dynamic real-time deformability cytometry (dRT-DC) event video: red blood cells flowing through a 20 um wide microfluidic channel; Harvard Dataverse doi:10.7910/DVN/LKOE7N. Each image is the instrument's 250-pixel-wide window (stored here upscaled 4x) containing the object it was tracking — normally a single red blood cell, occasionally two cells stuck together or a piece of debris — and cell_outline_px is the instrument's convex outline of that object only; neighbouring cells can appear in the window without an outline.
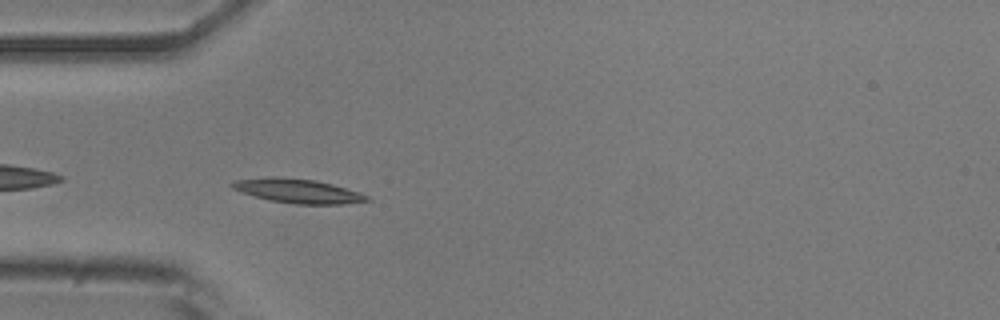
{"species": "common noctule bat (a hibernating species)", "species_latin": "Nyctalus noctula", "temperature_condition": "room temperature", "stored_images_in_passage": 39, "camera_frame_rate_fps": 3000, "um_per_image_px": 0.085, "animal": {"sex": "male", "body_mass_g": 20.5, "forearm_length_mm": 52.5}, "frame": {"image": 1, "passage_image": 2, "time_ms": 0.333, "image_size_px": [1000, 320], "cell_outline_px": [[372, 200], [344, 204], [296, 204], [268, 200], [240, 192], [232, 188], [228, 184], [236, 180], [268, 176], [276, 176], [316, 180], [332, 184], [360, 192], [368, 196]], "centroid_in_image_um": [25.29, 16.22], "position_along_channel_um": 59.7, "area_um2": 19.19}}
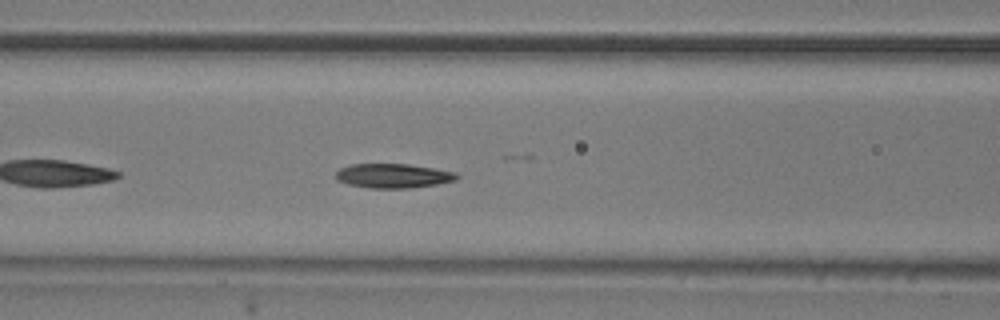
{"frame": {"image": 2, "passage_image": 8, "time_ms": 2.333, "image_size_px": [1000, 320], "cell_outline_px": [[460, 176], [456, 180], [436, 184], [412, 188], [368, 188], [348, 184], [336, 180], [336, 172], [340, 168], [352, 164], [408, 164], [456, 172]], "centroid_in_image_um": [33.41, 14.95], "position_along_channel_um": 133.2, "area_um2": 17.17}}
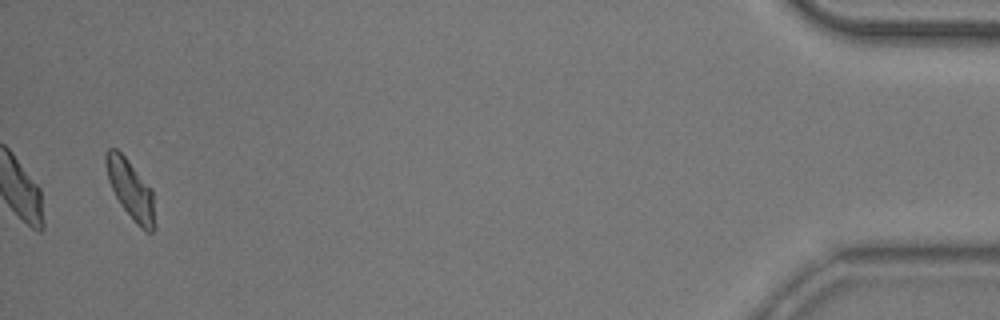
{"frame": {"image": 3, "passage_image": 38, "time_ms": 12.333, "image_size_px": [1000, 320], "cell_outline_px": [[156, 228], [152, 232], [148, 232], [140, 228], [136, 224], [120, 204], [108, 180], [104, 164], [104, 152], [108, 148], [116, 148], [124, 156], [152, 188], [156, 224]], "centroid_in_image_um": [11.11, 16.12], "position_along_channel_um": 424.1, "area_um2": 17.11}, "authors_computed_cell_mechanics": {"area_um2": 17.2244, "velocity_mm_per_s": 3.7614, "shape_relaxation_time_tau1_ms": 2.1359, "shape_relaxation_time_tau2_ms": 6.52, "deformation_change_tau1": 0.1372, "deformation_change_tau2": 0.1529}}